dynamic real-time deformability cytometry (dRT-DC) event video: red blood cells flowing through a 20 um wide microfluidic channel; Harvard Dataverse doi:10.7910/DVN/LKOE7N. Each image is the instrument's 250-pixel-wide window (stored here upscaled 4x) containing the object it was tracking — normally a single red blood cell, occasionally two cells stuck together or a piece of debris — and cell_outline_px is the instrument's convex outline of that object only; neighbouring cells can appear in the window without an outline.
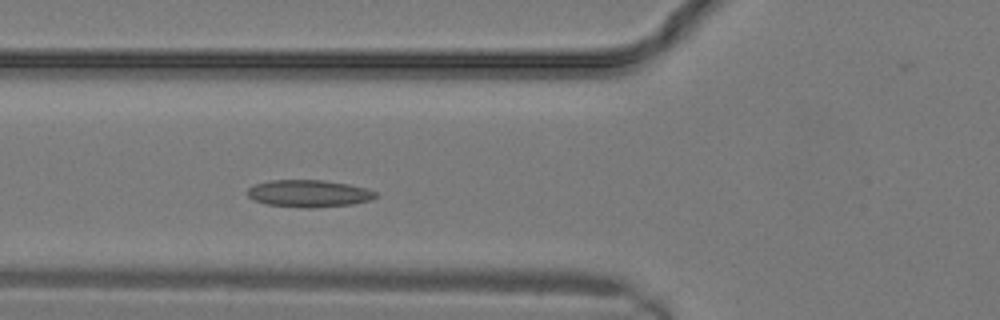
{"species": "common noctule bat (a hibernating species)", "species_latin": "Nyctalus noctula", "temperature_condition": "warm", "stored_images_in_passage": 6, "camera_frame_rate_fps": 3000, "um_per_image_px": 0.085, "animal": {"sex": "male", "body_mass_g": 19.2, "forearm_length_mm": 51.8}, "frame": {"image": 1, "passage_image": 6, "time_ms": 1.667, "image_size_px": [1000, 320], "cell_outline_px": [[376, 196], [372, 200], [352, 204], [312, 208], [304, 208], [264, 204], [248, 196], [248, 188], [252, 184], [272, 180], [324, 180], [348, 184], [368, 188], [376, 192]], "centroid_in_image_um": [26.25, 16.44], "position_along_channel_um": 99.5, "area_um2": 20.4}}